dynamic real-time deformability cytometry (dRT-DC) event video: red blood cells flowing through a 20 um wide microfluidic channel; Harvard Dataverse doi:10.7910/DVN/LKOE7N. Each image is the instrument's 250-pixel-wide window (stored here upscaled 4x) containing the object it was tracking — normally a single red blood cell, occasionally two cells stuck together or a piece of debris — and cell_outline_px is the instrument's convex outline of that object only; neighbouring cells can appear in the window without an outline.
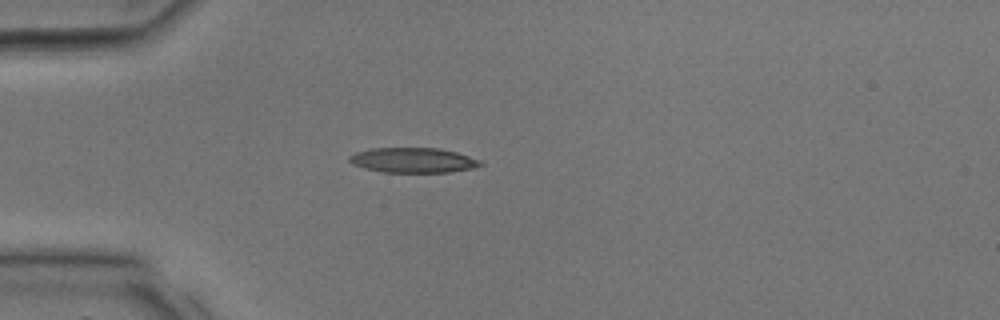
{"species": "common noctule bat (a hibernating species)", "species_latin": "Nyctalus noctula", "temperature_condition": "room temperature", "stored_images_in_passage": 26, "camera_frame_rate_fps": 3000, "um_per_image_px": 0.085, "animal": {"sex": "male", "body_mass_g": 17.9, "forearm_length_mm": 54.2}, "frame": {"image": 1, "passage_image": 2, "time_ms": 0.333, "image_size_px": [1000, 320], "cell_outline_px": [[484, 164], [472, 168], [448, 172], [384, 172], [364, 168], [352, 164], [348, 160], [348, 156], [356, 152], [372, 148], [440, 148], [456, 152], [480, 160]], "centroid_in_image_um": [35.09, 13.61], "position_along_channel_um": 49.9, "area_um2": 19.02}}
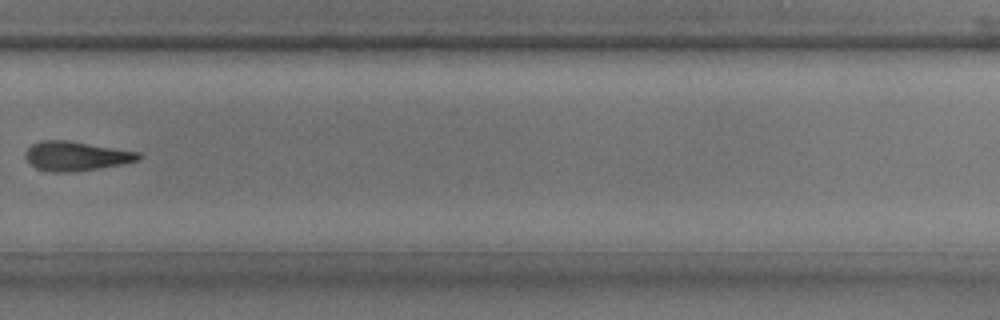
{"frame": {"image": 2, "passage_image": 16, "time_ms": 5.0, "image_size_px": [1000, 320], "cell_outline_px": [[140, 156], [136, 160], [120, 164], [72, 172], [52, 172], [36, 168], [24, 156], [24, 152], [32, 144], [40, 140], [68, 140], [140, 152]], "centroid_in_image_um": [6.4, 13.25], "position_along_channel_um": 323.4, "area_um2": 19.07}}
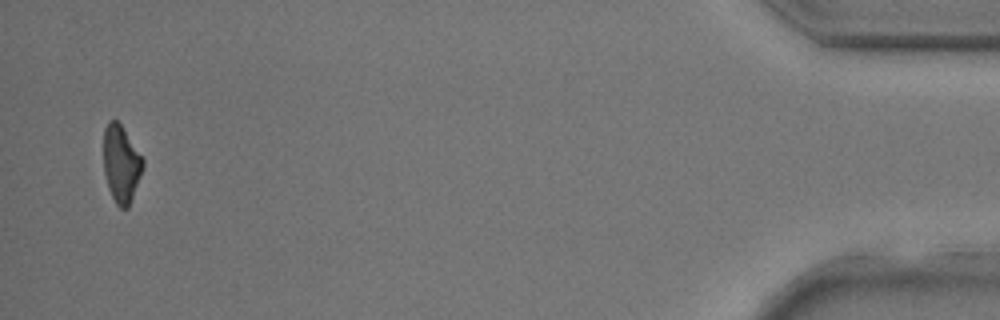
{"frame": {"image": 3, "passage_image": 25, "time_ms": 8.0, "image_size_px": [1000, 320], "cell_outline_px": [[144, 168], [128, 208], [120, 208], [116, 204], [108, 188], [104, 172], [104, 128], [108, 120], [116, 120], [120, 124], [144, 160]], "centroid_in_image_um": [10.3, 13.94], "position_along_channel_um": 424.9, "area_um2": 17.57}}